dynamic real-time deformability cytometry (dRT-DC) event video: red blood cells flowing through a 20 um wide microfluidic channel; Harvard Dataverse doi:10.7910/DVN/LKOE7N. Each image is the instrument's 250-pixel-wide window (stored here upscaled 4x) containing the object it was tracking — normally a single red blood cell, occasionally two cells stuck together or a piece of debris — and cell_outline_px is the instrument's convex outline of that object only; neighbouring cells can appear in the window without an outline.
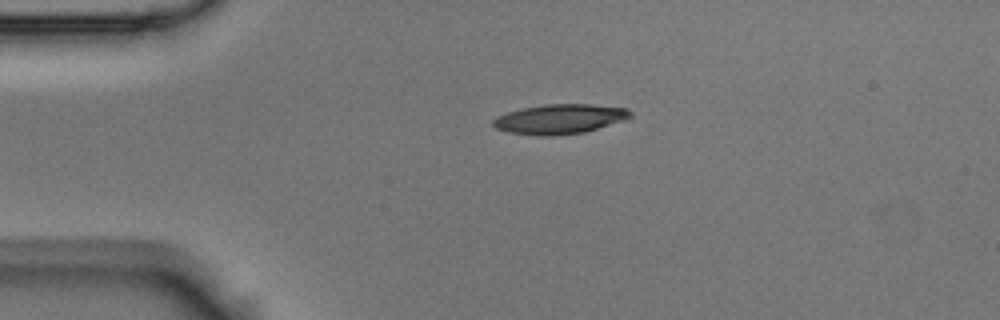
{"species": "Egyptian fruit bat (a non-hibernating species)", "species_latin": "Rousettus aegyptiacus", "temperature_condition": "room temperature", "stored_images_in_passage": 44, "camera_frame_rate_fps": 3000, "um_per_image_px": 0.085, "animal": {"sex": "male"}, "frame": {"image": 1, "passage_image": 1, "time_ms": 0.0, "image_size_px": [1000, 320], "cell_outline_px": [[632, 116], [624, 120], [584, 132], [552, 136], [544, 136], [508, 132], [496, 128], [492, 124], [492, 120], [496, 116], [508, 112], [524, 108], [548, 104], [592, 104], [628, 108], [632, 112]], "centroid_in_image_um": [47.59, 10.11], "position_along_channel_um": 37.4, "area_um2": 23.64}}
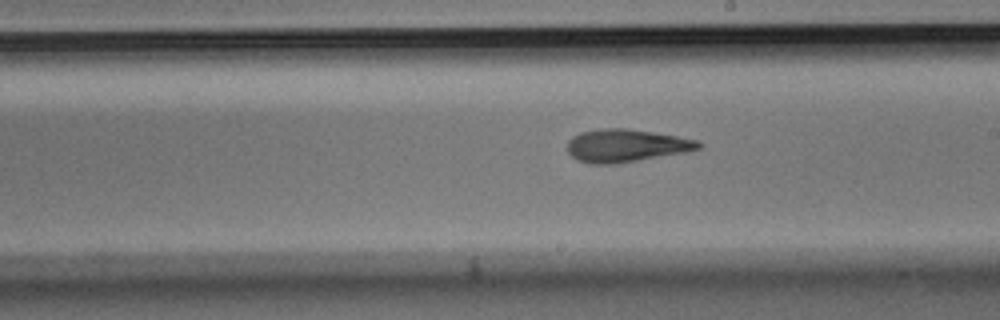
{"frame": {"image": 2, "passage_image": 20, "time_ms": 6.333, "image_size_px": [1000, 320], "cell_outline_px": [[704, 144], [700, 148], [684, 152], [612, 164], [588, 164], [576, 160], [568, 152], [568, 140], [572, 136], [580, 132], [600, 128], [628, 128], [700, 140]], "centroid_in_image_um": [53.18, 12.36], "position_along_channel_um": 235.8, "area_um2": 25.03}}
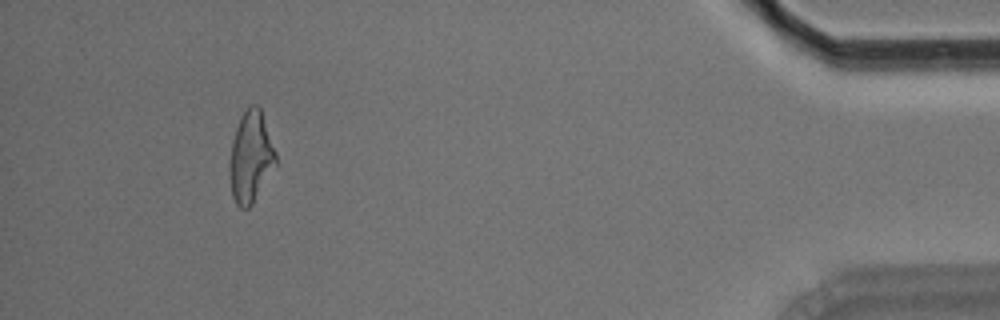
{"frame": {"image": 3, "passage_image": 40, "time_ms": 13.0, "image_size_px": [1000, 320], "cell_outline_px": [[276, 164], [252, 204], [248, 208], [240, 208], [236, 204], [232, 196], [228, 172], [228, 164], [232, 140], [240, 116], [252, 104], [256, 104], [260, 108], [276, 152]], "centroid_in_image_um": [21.28, 13.36], "position_along_channel_um": 413.9, "area_um2": 24.51}, "authors_computed_cell_mechanics": {"area_um2": 24.4783, "velocity_mm_per_s": 3.6296, "shape_relaxation_time_tau1_ms": null, "shape_relaxation_time_tau2_ms": 4.554, "deformation_change_tau1": null, "deformation_change_tau2": 0.1583}}